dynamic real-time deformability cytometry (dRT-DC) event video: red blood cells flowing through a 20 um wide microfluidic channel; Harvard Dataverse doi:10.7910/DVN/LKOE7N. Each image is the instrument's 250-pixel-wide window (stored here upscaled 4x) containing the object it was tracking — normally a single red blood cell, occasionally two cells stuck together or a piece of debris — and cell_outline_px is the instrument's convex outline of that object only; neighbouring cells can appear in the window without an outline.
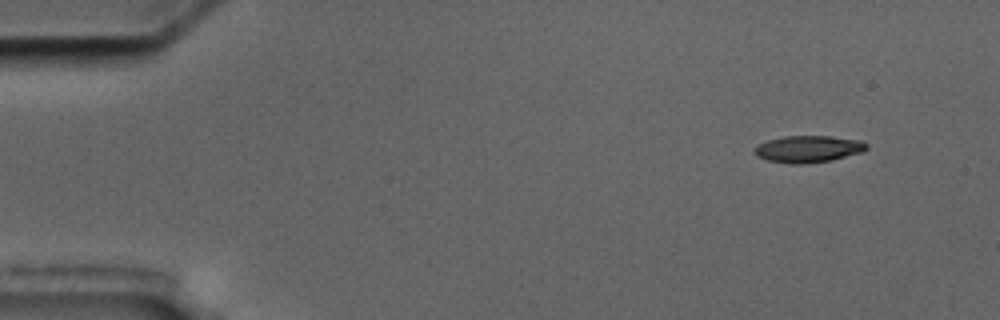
{"species": "common noctule bat (a hibernating species)", "species_latin": "Nyctalus noctula", "temperature_condition": "cold", "stored_images_in_passage": 9, "camera_frame_rate_fps": 3000, "um_per_image_px": 0.085, "animal": {"sex": "male", "body_mass_g": 17.5, "forearm_length_mm": 52.3}, "frame": {"image": 1, "passage_image": 1, "time_ms": 0.0, "image_size_px": [1000, 320], "cell_outline_px": [[868, 148], [860, 152], [832, 160], [804, 164], [792, 164], [768, 160], [756, 156], [756, 144], [768, 140], [784, 136], [828, 136], [860, 140], [868, 144]], "centroid_in_image_um": [68.69, 12.66], "position_along_channel_um": 16.3, "area_um2": 17.4}}
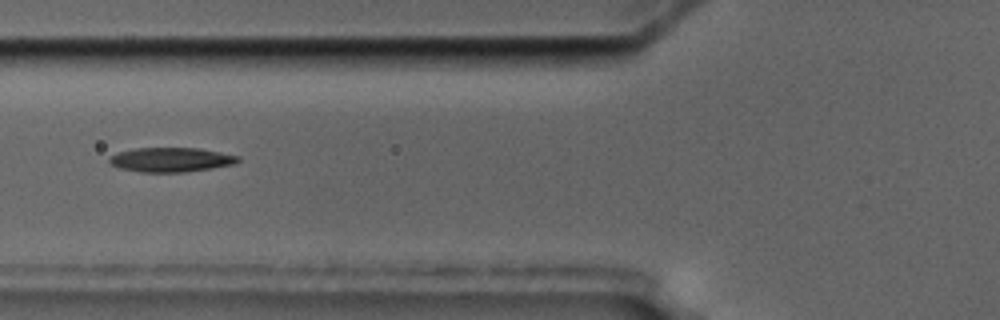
{"frame": {"image": 2, "passage_image": 6, "time_ms": 5.667, "image_size_px": [1000, 320], "cell_outline_px": [[240, 160], [232, 164], [212, 168], [184, 172], [140, 172], [120, 168], [112, 164], [108, 160], [116, 152], [136, 148], [196, 148], [220, 152], [240, 156]], "centroid_in_image_um": [14.53, 13.57], "position_along_channel_um": 111.3, "area_um2": 18.15}}
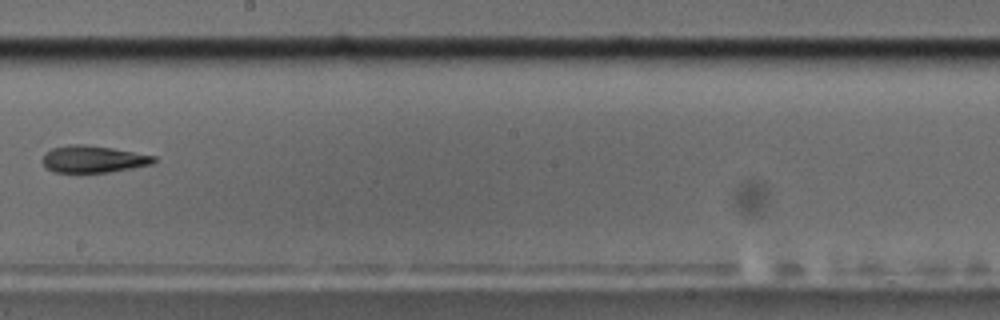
{"frame": {"image": 3, "passage_image": 9, "time_ms": 9.333, "image_size_px": [1000, 320], "cell_outline_px": [[156, 160], [152, 164], [132, 168], [108, 172], [52, 172], [44, 164], [44, 152], [52, 148], [68, 144], [84, 144], [112, 148], [156, 156]], "centroid_in_image_um": [7.92, 13.51], "position_along_channel_um": 240.3, "area_um2": 17.4}}